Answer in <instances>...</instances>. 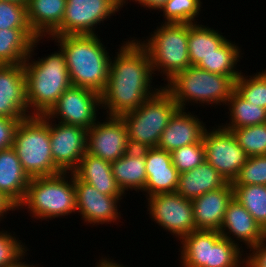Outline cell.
Listing matches in <instances>:
<instances>
[{"label": "cell", "instance_id": "2", "mask_svg": "<svg viewBox=\"0 0 266 267\" xmlns=\"http://www.w3.org/2000/svg\"><path fill=\"white\" fill-rule=\"evenodd\" d=\"M45 39L55 40V45L64 53L72 86L87 88L100 95L104 92L111 57L103 38L97 34L49 36Z\"/></svg>", "mask_w": 266, "mask_h": 267}, {"label": "cell", "instance_id": "28", "mask_svg": "<svg viewBox=\"0 0 266 267\" xmlns=\"http://www.w3.org/2000/svg\"><path fill=\"white\" fill-rule=\"evenodd\" d=\"M199 23L189 24L188 54L191 66H196L201 59H205L215 53L227 37L219 30L209 25Z\"/></svg>", "mask_w": 266, "mask_h": 267}, {"label": "cell", "instance_id": "39", "mask_svg": "<svg viewBox=\"0 0 266 267\" xmlns=\"http://www.w3.org/2000/svg\"><path fill=\"white\" fill-rule=\"evenodd\" d=\"M15 233L12 234L10 230L2 228L0 230V267H6L14 262L28 249Z\"/></svg>", "mask_w": 266, "mask_h": 267}, {"label": "cell", "instance_id": "31", "mask_svg": "<svg viewBox=\"0 0 266 267\" xmlns=\"http://www.w3.org/2000/svg\"><path fill=\"white\" fill-rule=\"evenodd\" d=\"M234 198L266 231V185H233Z\"/></svg>", "mask_w": 266, "mask_h": 267}, {"label": "cell", "instance_id": "18", "mask_svg": "<svg viewBox=\"0 0 266 267\" xmlns=\"http://www.w3.org/2000/svg\"><path fill=\"white\" fill-rule=\"evenodd\" d=\"M147 182L144 188L145 198L159 193L176 192L179 172L172 162L171 152L158 147L145 149Z\"/></svg>", "mask_w": 266, "mask_h": 267}, {"label": "cell", "instance_id": "16", "mask_svg": "<svg viewBox=\"0 0 266 267\" xmlns=\"http://www.w3.org/2000/svg\"><path fill=\"white\" fill-rule=\"evenodd\" d=\"M0 116L14 119L31 116L26 102L24 64L0 65Z\"/></svg>", "mask_w": 266, "mask_h": 267}, {"label": "cell", "instance_id": "40", "mask_svg": "<svg viewBox=\"0 0 266 267\" xmlns=\"http://www.w3.org/2000/svg\"><path fill=\"white\" fill-rule=\"evenodd\" d=\"M21 120L0 116V151L12 147L15 131Z\"/></svg>", "mask_w": 266, "mask_h": 267}, {"label": "cell", "instance_id": "1", "mask_svg": "<svg viewBox=\"0 0 266 267\" xmlns=\"http://www.w3.org/2000/svg\"><path fill=\"white\" fill-rule=\"evenodd\" d=\"M122 42L115 56H111L108 83L101 94L102 117H120L136 110L163 87L153 82L148 51L134 36Z\"/></svg>", "mask_w": 266, "mask_h": 267}, {"label": "cell", "instance_id": "30", "mask_svg": "<svg viewBox=\"0 0 266 267\" xmlns=\"http://www.w3.org/2000/svg\"><path fill=\"white\" fill-rule=\"evenodd\" d=\"M229 116L220 124L226 130L266 123V109L247 102L236 90L227 101ZM229 121V122H228Z\"/></svg>", "mask_w": 266, "mask_h": 267}, {"label": "cell", "instance_id": "9", "mask_svg": "<svg viewBox=\"0 0 266 267\" xmlns=\"http://www.w3.org/2000/svg\"><path fill=\"white\" fill-rule=\"evenodd\" d=\"M147 212L151 221L181 241L195 230L192 201L177 192L159 193L147 197ZM178 239V240H177Z\"/></svg>", "mask_w": 266, "mask_h": 267}, {"label": "cell", "instance_id": "10", "mask_svg": "<svg viewBox=\"0 0 266 267\" xmlns=\"http://www.w3.org/2000/svg\"><path fill=\"white\" fill-rule=\"evenodd\" d=\"M100 109L102 102L99 93L71 85L45 115L53 121L88 130L102 118L98 112Z\"/></svg>", "mask_w": 266, "mask_h": 267}, {"label": "cell", "instance_id": "4", "mask_svg": "<svg viewBox=\"0 0 266 267\" xmlns=\"http://www.w3.org/2000/svg\"><path fill=\"white\" fill-rule=\"evenodd\" d=\"M163 88L172 96L179 109L186 106H224L235 90V80L232 77L210 73L196 66H190L178 72ZM189 104V105H188Z\"/></svg>", "mask_w": 266, "mask_h": 267}, {"label": "cell", "instance_id": "38", "mask_svg": "<svg viewBox=\"0 0 266 267\" xmlns=\"http://www.w3.org/2000/svg\"><path fill=\"white\" fill-rule=\"evenodd\" d=\"M26 6L0 0V29H31L27 20Z\"/></svg>", "mask_w": 266, "mask_h": 267}, {"label": "cell", "instance_id": "25", "mask_svg": "<svg viewBox=\"0 0 266 267\" xmlns=\"http://www.w3.org/2000/svg\"><path fill=\"white\" fill-rule=\"evenodd\" d=\"M228 181L204 161L196 168L179 174L176 192L186 199L193 200L209 191L224 187Z\"/></svg>", "mask_w": 266, "mask_h": 267}, {"label": "cell", "instance_id": "8", "mask_svg": "<svg viewBox=\"0 0 266 267\" xmlns=\"http://www.w3.org/2000/svg\"><path fill=\"white\" fill-rule=\"evenodd\" d=\"M178 109L172 96L162 87L138 109L121 115L131 148L157 147L162 132Z\"/></svg>", "mask_w": 266, "mask_h": 267}, {"label": "cell", "instance_id": "26", "mask_svg": "<svg viewBox=\"0 0 266 267\" xmlns=\"http://www.w3.org/2000/svg\"><path fill=\"white\" fill-rule=\"evenodd\" d=\"M221 237L219 231L194 230L180 242V267H208L210 246Z\"/></svg>", "mask_w": 266, "mask_h": 267}, {"label": "cell", "instance_id": "42", "mask_svg": "<svg viewBox=\"0 0 266 267\" xmlns=\"http://www.w3.org/2000/svg\"><path fill=\"white\" fill-rule=\"evenodd\" d=\"M16 210H17V206L8 197H6L2 192H0V223H3L4 219L7 218L6 216L8 214H11L9 213L10 211L13 213V211H16Z\"/></svg>", "mask_w": 266, "mask_h": 267}, {"label": "cell", "instance_id": "6", "mask_svg": "<svg viewBox=\"0 0 266 267\" xmlns=\"http://www.w3.org/2000/svg\"><path fill=\"white\" fill-rule=\"evenodd\" d=\"M159 24L146 36L147 39L135 38L148 51L154 76L161 75V80L168 82L178 72L191 66L188 54L189 24Z\"/></svg>", "mask_w": 266, "mask_h": 267}, {"label": "cell", "instance_id": "17", "mask_svg": "<svg viewBox=\"0 0 266 267\" xmlns=\"http://www.w3.org/2000/svg\"><path fill=\"white\" fill-rule=\"evenodd\" d=\"M219 233L242 249L246 245V250L266 239V231L234 197L227 206Z\"/></svg>", "mask_w": 266, "mask_h": 267}, {"label": "cell", "instance_id": "22", "mask_svg": "<svg viewBox=\"0 0 266 267\" xmlns=\"http://www.w3.org/2000/svg\"><path fill=\"white\" fill-rule=\"evenodd\" d=\"M72 173L79 180L93 186L104 195L127 196L122 192L113 176L111 162L102 158L86 152Z\"/></svg>", "mask_w": 266, "mask_h": 267}, {"label": "cell", "instance_id": "37", "mask_svg": "<svg viewBox=\"0 0 266 267\" xmlns=\"http://www.w3.org/2000/svg\"><path fill=\"white\" fill-rule=\"evenodd\" d=\"M266 185V155L251 156L232 185Z\"/></svg>", "mask_w": 266, "mask_h": 267}, {"label": "cell", "instance_id": "43", "mask_svg": "<svg viewBox=\"0 0 266 267\" xmlns=\"http://www.w3.org/2000/svg\"><path fill=\"white\" fill-rule=\"evenodd\" d=\"M131 1L134 2V4H139L141 8L143 7L147 11L150 9L151 12L153 10L160 11L168 0H129L130 3Z\"/></svg>", "mask_w": 266, "mask_h": 267}, {"label": "cell", "instance_id": "41", "mask_svg": "<svg viewBox=\"0 0 266 267\" xmlns=\"http://www.w3.org/2000/svg\"><path fill=\"white\" fill-rule=\"evenodd\" d=\"M245 252V267H266V239Z\"/></svg>", "mask_w": 266, "mask_h": 267}, {"label": "cell", "instance_id": "23", "mask_svg": "<svg viewBox=\"0 0 266 267\" xmlns=\"http://www.w3.org/2000/svg\"><path fill=\"white\" fill-rule=\"evenodd\" d=\"M30 180L13 147L1 150L0 192L18 206L25 197Z\"/></svg>", "mask_w": 266, "mask_h": 267}, {"label": "cell", "instance_id": "47", "mask_svg": "<svg viewBox=\"0 0 266 267\" xmlns=\"http://www.w3.org/2000/svg\"><path fill=\"white\" fill-rule=\"evenodd\" d=\"M4 1L15 2L21 5H27V2H28V0H4Z\"/></svg>", "mask_w": 266, "mask_h": 267}, {"label": "cell", "instance_id": "24", "mask_svg": "<svg viewBox=\"0 0 266 267\" xmlns=\"http://www.w3.org/2000/svg\"><path fill=\"white\" fill-rule=\"evenodd\" d=\"M67 0H28V24L38 38H48L61 24Z\"/></svg>", "mask_w": 266, "mask_h": 267}, {"label": "cell", "instance_id": "20", "mask_svg": "<svg viewBox=\"0 0 266 267\" xmlns=\"http://www.w3.org/2000/svg\"><path fill=\"white\" fill-rule=\"evenodd\" d=\"M234 197L233 185L209 191L192 201L195 230L219 231L229 202Z\"/></svg>", "mask_w": 266, "mask_h": 267}, {"label": "cell", "instance_id": "15", "mask_svg": "<svg viewBox=\"0 0 266 267\" xmlns=\"http://www.w3.org/2000/svg\"><path fill=\"white\" fill-rule=\"evenodd\" d=\"M131 149L127 127L121 117L105 116L87 131V153L113 162Z\"/></svg>", "mask_w": 266, "mask_h": 267}, {"label": "cell", "instance_id": "33", "mask_svg": "<svg viewBox=\"0 0 266 267\" xmlns=\"http://www.w3.org/2000/svg\"><path fill=\"white\" fill-rule=\"evenodd\" d=\"M235 90L247 102L266 109V69L251 75L242 72L235 80Z\"/></svg>", "mask_w": 266, "mask_h": 267}, {"label": "cell", "instance_id": "12", "mask_svg": "<svg viewBox=\"0 0 266 267\" xmlns=\"http://www.w3.org/2000/svg\"><path fill=\"white\" fill-rule=\"evenodd\" d=\"M120 10L112 0H67L62 24L50 36L97 35V27Z\"/></svg>", "mask_w": 266, "mask_h": 267}, {"label": "cell", "instance_id": "11", "mask_svg": "<svg viewBox=\"0 0 266 267\" xmlns=\"http://www.w3.org/2000/svg\"><path fill=\"white\" fill-rule=\"evenodd\" d=\"M202 140L205 161L232 183L247 162V153L238 144L233 133L220 124L206 128Z\"/></svg>", "mask_w": 266, "mask_h": 267}, {"label": "cell", "instance_id": "13", "mask_svg": "<svg viewBox=\"0 0 266 267\" xmlns=\"http://www.w3.org/2000/svg\"><path fill=\"white\" fill-rule=\"evenodd\" d=\"M76 193V213L86 225L99 226L121 223L123 214L119 210L121 200L126 196H109L100 193L93 186L79 180L74 175ZM80 213V214H79ZM122 214V215H121Z\"/></svg>", "mask_w": 266, "mask_h": 267}, {"label": "cell", "instance_id": "7", "mask_svg": "<svg viewBox=\"0 0 266 267\" xmlns=\"http://www.w3.org/2000/svg\"><path fill=\"white\" fill-rule=\"evenodd\" d=\"M12 147L30 178L61 173L53 161L48 121L42 115L20 121Z\"/></svg>", "mask_w": 266, "mask_h": 267}, {"label": "cell", "instance_id": "19", "mask_svg": "<svg viewBox=\"0 0 266 267\" xmlns=\"http://www.w3.org/2000/svg\"><path fill=\"white\" fill-rule=\"evenodd\" d=\"M185 109H178L170 118L168 125L162 132L158 148L164 151L184 147L189 144L198 143L202 140L207 128V122H203L195 111L187 112ZM199 117V118H198Z\"/></svg>", "mask_w": 266, "mask_h": 267}, {"label": "cell", "instance_id": "36", "mask_svg": "<svg viewBox=\"0 0 266 267\" xmlns=\"http://www.w3.org/2000/svg\"><path fill=\"white\" fill-rule=\"evenodd\" d=\"M172 162L179 173L192 170L205 161L203 140L171 152Z\"/></svg>", "mask_w": 266, "mask_h": 267}, {"label": "cell", "instance_id": "32", "mask_svg": "<svg viewBox=\"0 0 266 267\" xmlns=\"http://www.w3.org/2000/svg\"><path fill=\"white\" fill-rule=\"evenodd\" d=\"M244 249L221 236L210 246L208 267H245Z\"/></svg>", "mask_w": 266, "mask_h": 267}, {"label": "cell", "instance_id": "44", "mask_svg": "<svg viewBox=\"0 0 266 267\" xmlns=\"http://www.w3.org/2000/svg\"><path fill=\"white\" fill-rule=\"evenodd\" d=\"M107 257L101 256V259L99 258V260L95 263V267H126V265L123 266L121 262L118 263L117 260L115 261L114 258L111 259L109 255ZM127 267L129 266L127 265Z\"/></svg>", "mask_w": 266, "mask_h": 267}, {"label": "cell", "instance_id": "46", "mask_svg": "<svg viewBox=\"0 0 266 267\" xmlns=\"http://www.w3.org/2000/svg\"><path fill=\"white\" fill-rule=\"evenodd\" d=\"M120 9L123 8V6H127L129 3L128 0H112Z\"/></svg>", "mask_w": 266, "mask_h": 267}, {"label": "cell", "instance_id": "14", "mask_svg": "<svg viewBox=\"0 0 266 267\" xmlns=\"http://www.w3.org/2000/svg\"><path fill=\"white\" fill-rule=\"evenodd\" d=\"M50 130L51 153L55 166L61 172H73L87 152V131L85 128L59 123L45 114Z\"/></svg>", "mask_w": 266, "mask_h": 267}, {"label": "cell", "instance_id": "34", "mask_svg": "<svg viewBox=\"0 0 266 267\" xmlns=\"http://www.w3.org/2000/svg\"><path fill=\"white\" fill-rule=\"evenodd\" d=\"M203 2L201 0H168L160 9L158 14L163 12L162 23H199Z\"/></svg>", "mask_w": 266, "mask_h": 267}, {"label": "cell", "instance_id": "29", "mask_svg": "<svg viewBox=\"0 0 266 267\" xmlns=\"http://www.w3.org/2000/svg\"><path fill=\"white\" fill-rule=\"evenodd\" d=\"M231 39H227L215 53L210 55L196 65V67L207 70L210 73L221 74L224 76L232 77L236 80L242 73V70L237 69L238 63L242 59V49L238 43L233 42Z\"/></svg>", "mask_w": 266, "mask_h": 267}, {"label": "cell", "instance_id": "3", "mask_svg": "<svg viewBox=\"0 0 266 267\" xmlns=\"http://www.w3.org/2000/svg\"><path fill=\"white\" fill-rule=\"evenodd\" d=\"M44 40L37 38L33 41L30 55L23 63L26 102L30 115L46 114L71 86L65 55L59 47L57 51L45 57H38L37 60L33 58L36 56L35 50L38 49L39 43H43Z\"/></svg>", "mask_w": 266, "mask_h": 267}, {"label": "cell", "instance_id": "27", "mask_svg": "<svg viewBox=\"0 0 266 267\" xmlns=\"http://www.w3.org/2000/svg\"><path fill=\"white\" fill-rule=\"evenodd\" d=\"M37 38L31 29H0V65L23 64Z\"/></svg>", "mask_w": 266, "mask_h": 267}, {"label": "cell", "instance_id": "35", "mask_svg": "<svg viewBox=\"0 0 266 267\" xmlns=\"http://www.w3.org/2000/svg\"><path fill=\"white\" fill-rule=\"evenodd\" d=\"M231 132L249 157L266 155V123L236 128Z\"/></svg>", "mask_w": 266, "mask_h": 267}, {"label": "cell", "instance_id": "21", "mask_svg": "<svg viewBox=\"0 0 266 267\" xmlns=\"http://www.w3.org/2000/svg\"><path fill=\"white\" fill-rule=\"evenodd\" d=\"M111 167L113 176L125 195L133 190L144 193L147 182L145 149L131 148L121 158L111 162Z\"/></svg>", "mask_w": 266, "mask_h": 267}, {"label": "cell", "instance_id": "5", "mask_svg": "<svg viewBox=\"0 0 266 267\" xmlns=\"http://www.w3.org/2000/svg\"><path fill=\"white\" fill-rule=\"evenodd\" d=\"M24 208L34 222L39 219L49 222L76 214L74 174L61 172L52 176L31 178L25 197L17 206V212Z\"/></svg>", "mask_w": 266, "mask_h": 267}, {"label": "cell", "instance_id": "45", "mask_svg": "<svg viewBox=\"0 0 266 267\" xmlns=\"http://www.w3.org/2000/svg\"><path fill=\"white\" fill-rule=\"evenodd\" d=\"M29 249L30 248H28L21 256H19L14 262L10 263L6 267H40L39 264L33 265L31 263V265H30V262H28V263L26 262L25 257H27V255H29V253H28L30 251Z\"/></svg>", "mask_w": 266, "mask_h": 267}]
</instances>
